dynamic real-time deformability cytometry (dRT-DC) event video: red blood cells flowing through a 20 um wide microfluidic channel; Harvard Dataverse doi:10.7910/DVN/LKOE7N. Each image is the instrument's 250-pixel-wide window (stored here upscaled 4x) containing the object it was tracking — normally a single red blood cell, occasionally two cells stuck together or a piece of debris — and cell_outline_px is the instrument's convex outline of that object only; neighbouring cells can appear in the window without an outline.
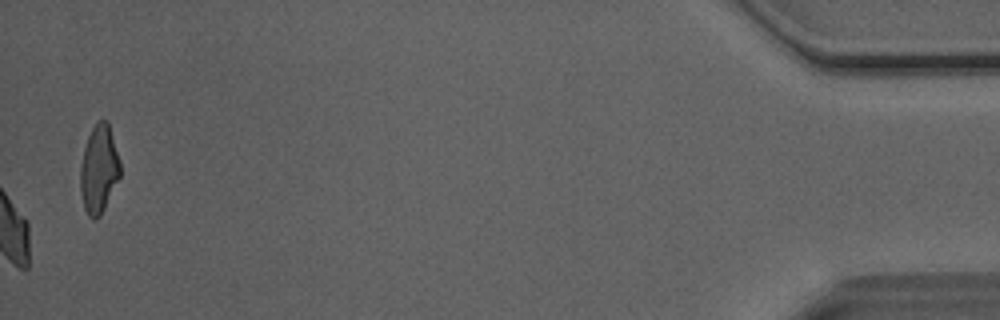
{"species": "Egyptian fruit bat (a non-hibernating species)", "species_latin": "Rousettus aegyptiacus", "temperature_condition": "room temperature", "stored_images_in_passage": 51, "camera_frame_rate_fps": 3000, "um_per_image_px": 0.085, "animal": {"sex": "male"}, "frame": {"image": 1, "passage_image": 51, "time_ms": 16.667, "image_size_px": [1000, 320], "cell_outline_px": [[120, 176], [100, 216], [96, 220], [92, 220], [88, 216], [84, 208], [80, 192], [80, 168], [84, 148], [88, 136], [96, 120], [108, 120], [120, 160]], "centroid_in_image_um": [8.4, 14.37], "position_along_channel_um": 426.8, "area_um2": 20.58}, "authors_computed_cell_mechanics": {"area_um2": 21.1548, "velocity_mm_per_s": 4.0648, "shape_relaxation_time_tau1_ms": 4.9596, "shape_relaxation_time_tau2_ms": 2.0541, "deformation_change_tau1": 0.1286, "deformation_change_tau2": 0.0732}}